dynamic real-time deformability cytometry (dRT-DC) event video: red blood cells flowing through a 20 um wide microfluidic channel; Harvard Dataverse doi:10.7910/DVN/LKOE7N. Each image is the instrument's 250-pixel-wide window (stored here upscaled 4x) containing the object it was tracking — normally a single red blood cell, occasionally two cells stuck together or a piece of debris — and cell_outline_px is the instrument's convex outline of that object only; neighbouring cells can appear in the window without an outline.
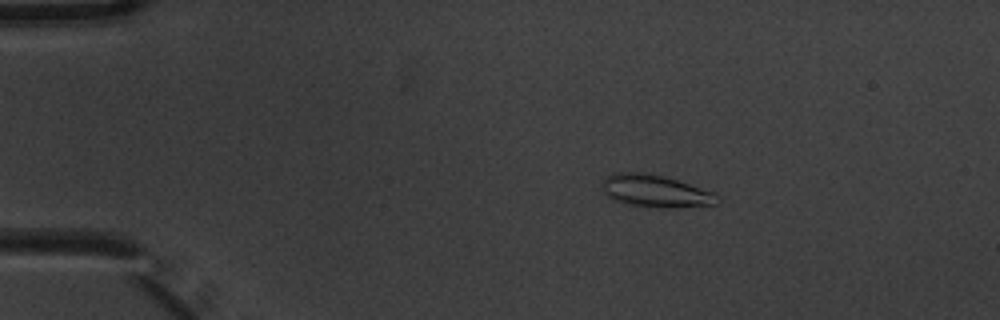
{"species": "common noctule bat (a hibernating species)", "species_latin": "Nyctalus noctula", "temperature_condition": "warm", "stored_images_in_passage": 4, "camera_frame_rate_fps": 3000, "um_per_image_px": 0.085, "animal": {"sex": "male", "body_mass_g": 20.1, "forearm_length_mm": 53.5}, "frame": {"image": 1, "passage_image": 2, "time_ms": 0.333, "image_size_px": [1000, 320], "cell_outline_px": [[720, 204], [660, 208], [628, 204], [612, 200], [604, 192], [604, 180], [612, 172], [640, 172], [664, 176], [716, 192], [720, 200]], "centroid_in_image_um": [55.76, 16.24], "position_along_channel_um": 29.2, "area_um2": 21.68}}